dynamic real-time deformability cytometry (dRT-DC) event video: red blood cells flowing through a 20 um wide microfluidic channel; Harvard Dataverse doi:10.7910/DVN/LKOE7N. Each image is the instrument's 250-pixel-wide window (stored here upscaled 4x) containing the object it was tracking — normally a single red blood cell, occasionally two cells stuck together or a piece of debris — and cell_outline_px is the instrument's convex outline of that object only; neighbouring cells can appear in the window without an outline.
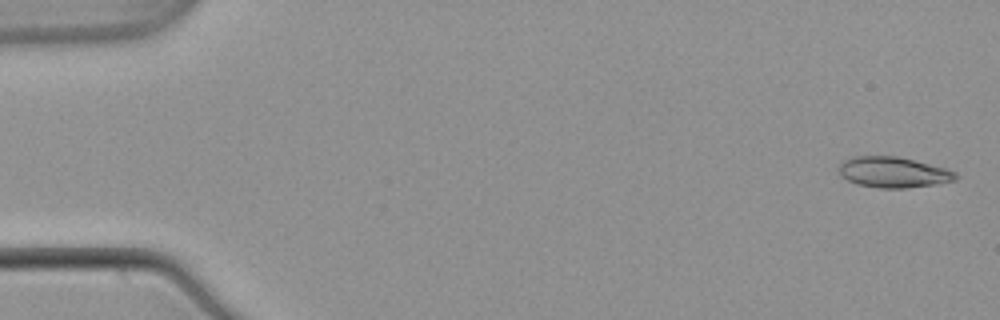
{"species": "common noctule bat (a hibernating species)", "species_latin": "Nyctalus noctula", "temperature_condition": "warm", "stored_images_in_passage": 17, "camera_frame_rate_fps": 3000, "um_per_image_px": 0.085, "animal": {"sex": "male", "body_mass_g": 21.5, "forearm_length_mm": 52.0}, "frame": {"image": 1, "passage_image": 2, "time_ms": 0.333, "image_size_px": [1000, 320], "cell_outline_px": [[960, 176], [956, 180], [936, 184], [908, 188], [880, 188], [856, 184], [840, 176], [840, 164], [844, 160], [852, 156], [900, 156], [948, 168], [956, 172]], "centroid_in_image_um": [75.98, 14.63], "position_along_channel_um": 9.0, "area_um2": 21.21}}
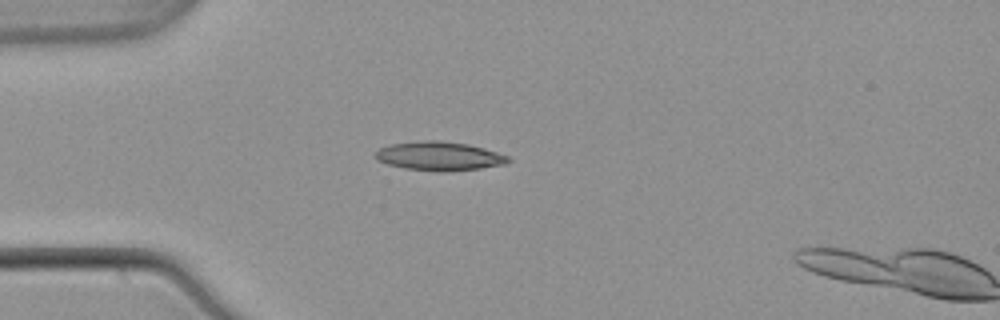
{"frame": {"image": 2, "passage_image": 15, "time_ms": 4.667, "image_size_px": [1000, 320], "cell_outline_px": [[512, 160], [504, 164], [480, 168], [448, 172], [440, 172], [404, 168], [388, 164], [376, 160], [376, 152], [380, 148], [392, 144], [424, 140], [440, 140], [468, 144], [484, 148], [508, 156]], "centroid_in_image_um": [37.35, 13.27], "position_along_channel_um": 47.7, "area_um2": 22.31}}